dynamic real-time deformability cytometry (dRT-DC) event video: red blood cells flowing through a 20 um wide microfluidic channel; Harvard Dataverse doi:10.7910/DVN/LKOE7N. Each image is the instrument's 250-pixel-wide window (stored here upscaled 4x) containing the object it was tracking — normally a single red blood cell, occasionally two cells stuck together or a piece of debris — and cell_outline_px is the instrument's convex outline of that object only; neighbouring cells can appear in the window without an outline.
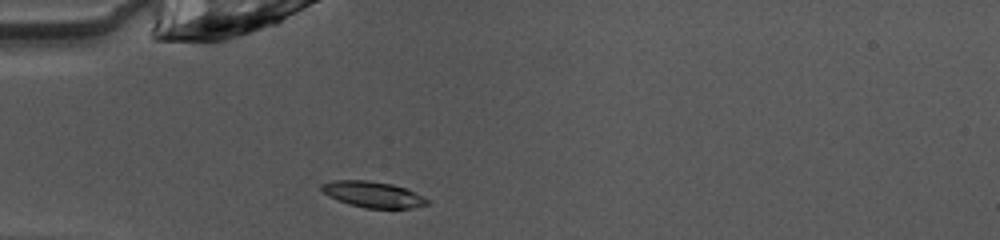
{"species": "common noctule bat (a hibernating species)", "species_latin": "Nyctalus noctula", "temperature_condition": "warm", "stored_images_in_passage": 36, "camera_frame_rate_fps": 3000, "um_per_image_px": 0.085, "animal": {"sex": "female", "body_mass_g": 10.0, "forearm_length_mm": 53.1}, "frame": {"image": 1, "passage_image": 1, "time_ms": 0.0, "image_size_px": [1000, 240], "cell_outline_px": [[432, 204], [408, 208], [364, 208], [348, 204], [336, 200], [328, 196], [320, 188], [320, 184], [332, 180], [368, 180], [392, 184], [416, 192], [432, 200]], "centroid_in_image_um": [31.73, 16.53], "position_along_channel_um": 53.3, "area_um2": 16.3}}
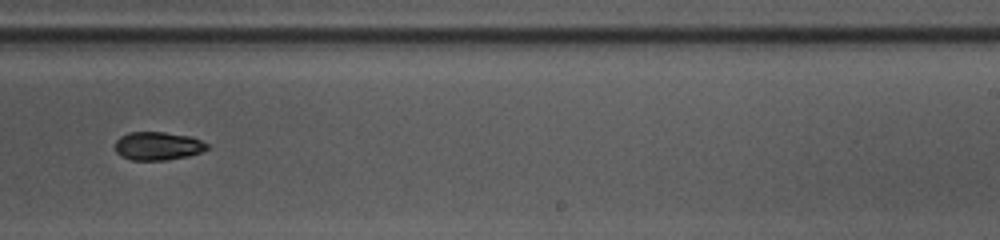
{"frame": {"image": 2, "passage_image": 18, "time_ms": 5.667, "image_size_px": [1000, 240], "cell_outline_px": [[208, 148], [200, 152], [188, 156], [164, 160], [132, 160], [120, 156], [116, 152], [116, 140], [120, 136], [128, 132], [164, 132], [192, 136], [208, 144]], "centroid_in_image_um": [13.4, 12.4], "position_along_channel_um": 275.6, "area_um2": 15.2}}
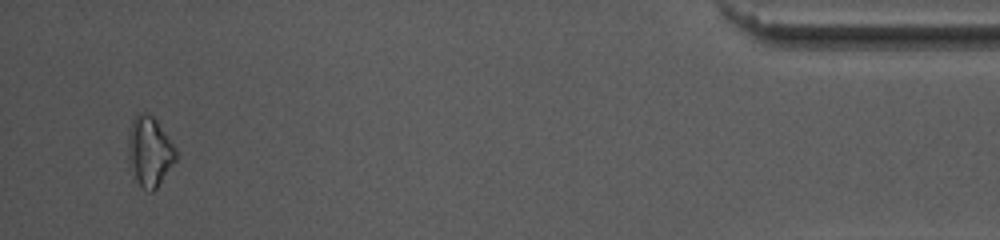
{"frame": {"image": 3, "passage_image": 34, "time_ms": 11.0, "image_size_px": [1000, 240], "cell_outline_px": [[176, 160], [156, 188], [152, 192], [148, 192], [140, 184], [128, 164], [128, 136], [132, 120], [136, 112], [144, 112], [152, 116], [156, 120], [176, 148]], "centroid_in_image_um": [12.7, 12.85], "position_along_channel_um": 422.5, "area_um2": 19.25}, "authors_computed_cell_mechanics": {"area_um2": 16.0106, "velocity_mm_per_s": 4.0734, "shape_relaxation_time_tau1_ms": 2.5768, "shape_relaxation_time_tau2_ms": null, "deformation_change_tau1": 0.1037, "deformation_change_tau2": null}}